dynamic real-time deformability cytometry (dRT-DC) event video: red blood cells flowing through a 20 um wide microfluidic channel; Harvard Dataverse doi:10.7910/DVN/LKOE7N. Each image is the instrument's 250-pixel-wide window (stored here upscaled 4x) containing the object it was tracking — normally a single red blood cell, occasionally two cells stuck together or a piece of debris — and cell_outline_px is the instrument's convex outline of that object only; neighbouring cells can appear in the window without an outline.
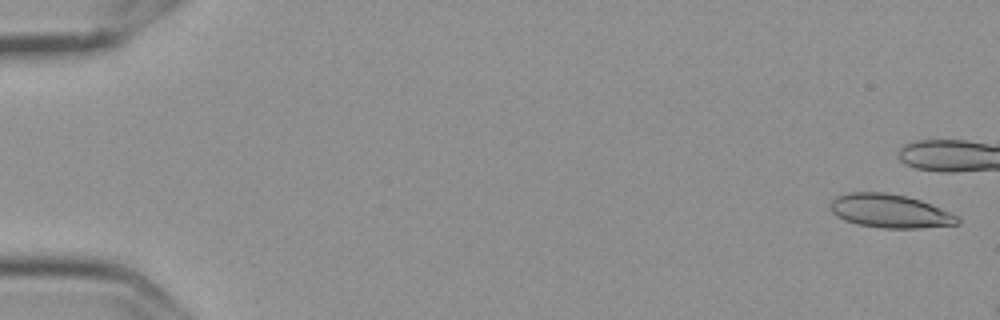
{"species": "Egyptian fruit bat (a non-hibernating species)", "species_latin": "Rousettus aegyptiacus", "temperature_condition": "cold", "stored_images_in_passage": 10, "camera_frame_rate_fps": 3000, "um_per_image_px": 0.085, "frame": {"image": 1, "passage_image": 2, "time_ms": 0.333, "image_size_px": [1000, 320], "cell_outline_px": [[960, 224], [920, 228], [884, 228], [860, 224], [844, 220], [836, 216], [828, 208], [828, 204], [836, 196], [848, 192], [884, 192], [908, 196], [920, 200], [960, 216]], "centroid_in_image_um": [75.63, 17.93], "position_along_channel_um": 9.4, "area_um2": 25.09}}